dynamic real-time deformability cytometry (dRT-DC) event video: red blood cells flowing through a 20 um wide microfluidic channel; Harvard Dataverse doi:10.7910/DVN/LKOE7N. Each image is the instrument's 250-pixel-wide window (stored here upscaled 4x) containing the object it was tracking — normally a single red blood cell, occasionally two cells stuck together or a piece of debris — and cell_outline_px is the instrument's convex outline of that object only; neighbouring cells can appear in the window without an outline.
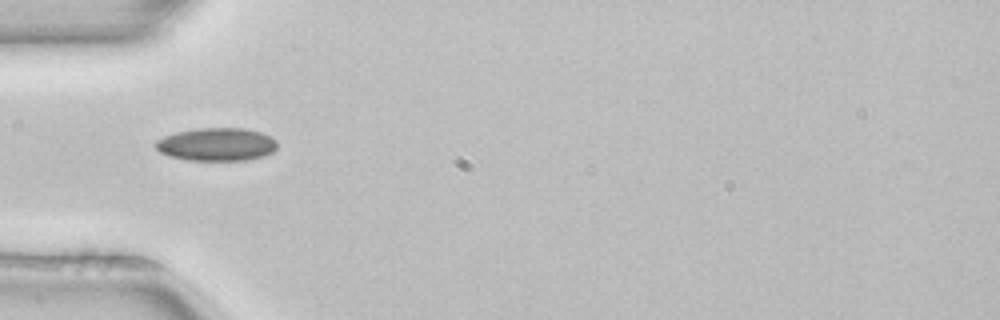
{"species": "common noctule bat (a hibernating species)", "species_latin": "Nyctalus noctula", "temperature_condition": "room temperature", "stored_images_in_passage": 9, "camera_frame_rate_fps": 3000, "um_per_image_px": 0.085, "animal": {"sex": "female", "body_mass_g": 22.7, "forearm_length_mm": 54.2}, "frame": {"image": 1, "passage_image": 1, "time_ms": 0.0, "image_size_px": [1000, 320], "cell_outline_px": [[276, 148], [272, 152], [264, 156], [244, 160], [188, 160], [168, 156], [160, 152], [156, 148], [156, 140], [164, 136], [176, 132], [196, 128], [244, 128], [260, 132], [276, 140]], "centroid_in_image_um": [18.39, 12.27], "position_along_channel_um": 66.6, "area_um2": 23.35}}